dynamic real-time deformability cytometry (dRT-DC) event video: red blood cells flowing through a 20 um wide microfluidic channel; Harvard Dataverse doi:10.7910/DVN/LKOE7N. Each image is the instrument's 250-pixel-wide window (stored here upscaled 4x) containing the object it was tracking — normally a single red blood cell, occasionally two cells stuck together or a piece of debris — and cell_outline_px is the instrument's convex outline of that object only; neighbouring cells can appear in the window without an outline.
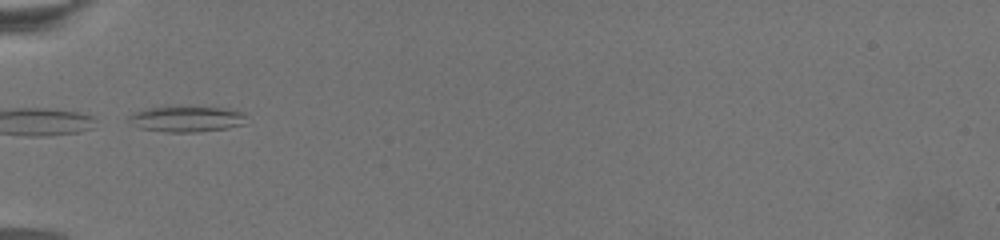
{"species": "common noctule bat (a hibernating species)", "species_latin": "Nyctalus noctula", "temperature_condition": "warm", "stored_images_in_passage": 4, "camera_frame_rate_fps": 3000, "um_per_image_px": 0.085, "animal": {"sex": "female", "body_mass_g": 19.5, "forearm_length_mm": 54.1}, "frame": {"image": 1, "passage_image": 1, "time_ms": 0.0, "image_size_px": [1000, 240], "cell_outline_px": [[244, 124], [228, 128], [196, 132], [168, 132], [140, 128], [128, 124], [128, 116], [132, 112], [144, 108], [176, 104], [228, 108], [244, 112]], "centroid_in_image_um": [15.79, 10.06], "position_along_channel_um": 69.2, "area_um2": 18.67}}